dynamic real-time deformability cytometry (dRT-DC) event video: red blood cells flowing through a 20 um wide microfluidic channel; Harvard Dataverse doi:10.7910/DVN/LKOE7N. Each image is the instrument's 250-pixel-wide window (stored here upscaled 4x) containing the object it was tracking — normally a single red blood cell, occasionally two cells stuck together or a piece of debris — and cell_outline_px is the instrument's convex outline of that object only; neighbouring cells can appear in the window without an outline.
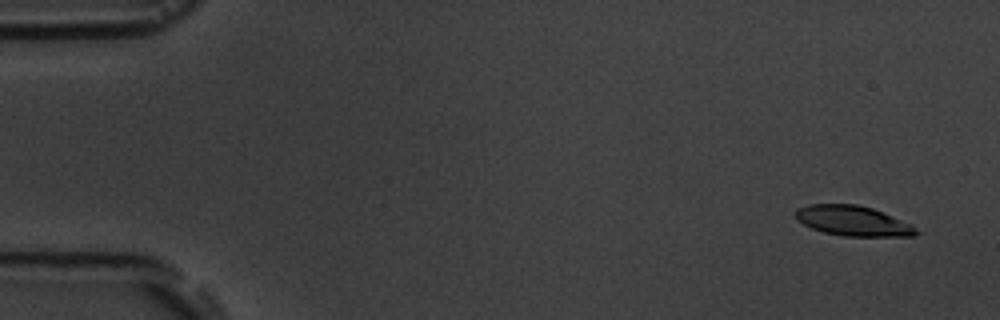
{"species": "common noctule bat (a hibernating species)", "species_latin": "Nyctalus noctula", "temperature_condition": "room temperature", "stored_images_in_passage": 6, "camera_frame_rate_fps": 3000, "um_per_image_px": 0.085, "animal": {"sex": "male", "body_mass_g": 19.5, "forearm_length_mm": 54.6}, "frame": {"image": 1, "passage_image": 1, "time_ms": 0.0, "image_size_px": [1000, 320], "cell_outline_px": [[920, 232], [912, 236], [844, 236], [824, 232], [812, 228], [796, 220], [796, 208], [808, 204], [856, 204], [872, 208], [912, 224]], "centroid_in_image_um": [72.5, 18.77], "position_along_channel_um": 12.5, "area_um2": 21.1}}
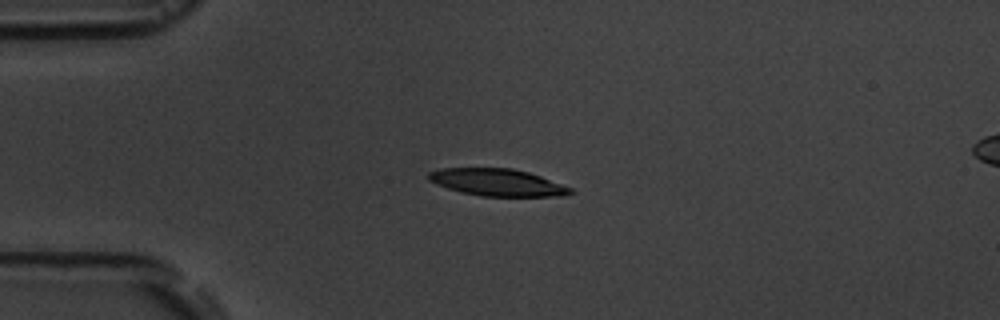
{"frame": {"image": 2, "passage_image": 4, "time_ms": 3.667, "image_size_px": [1000, 320], "cell_outline_px": [[576, 192], [564, 196], [480, 196], [460, 192], [436, 184], [428, 180], [428, 172], [440, 168], [512, 168], [528, 172], [540, 176], [572, 188]], "centroid_in_image_um": [42.27, 15.5], "position_along_channel_um": 42.7, "area_um2": 22.48}}